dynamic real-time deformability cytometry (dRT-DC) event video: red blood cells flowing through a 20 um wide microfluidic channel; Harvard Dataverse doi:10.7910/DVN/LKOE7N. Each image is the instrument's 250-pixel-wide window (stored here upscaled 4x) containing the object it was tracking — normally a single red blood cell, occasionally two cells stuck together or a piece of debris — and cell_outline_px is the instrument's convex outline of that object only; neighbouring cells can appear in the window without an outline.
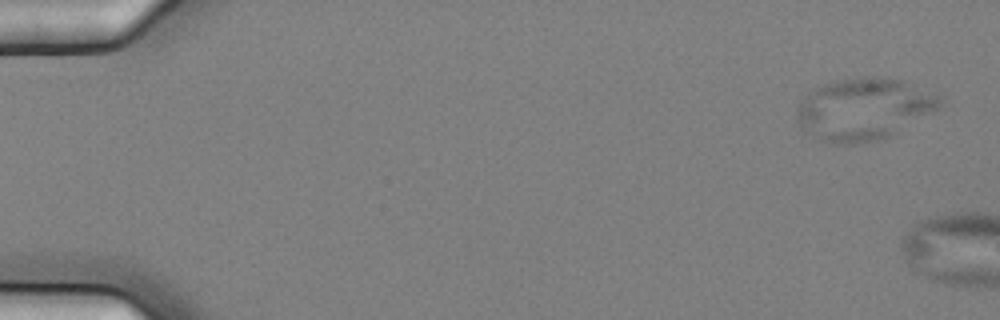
{"species": "common noctule bat (a hibernating species)", "species_latin": "Nyctalus noctula", "temperature_condition": "cold", "stored_images_in_passage": 7, "camera_frame_rate_fps": 3000, "um_per_image_px": 0.085, "animal": {"sex": "female", "body_mass_g": 25.1}, "frame": {"image": 1, "passage_image": 1, "time_ms": 0.0, "image_size_px": [1000, 320], "cell_outline_px": [[944, 96], [940, 104], [932, 112], [896, 132], [880, 140], [852, 144], [844, 144], [824, 140], [800, 128], [796, 116], [796, 108], [800, 100], [816, 88], [832, 80], [860, 76], [888, 76], [900, 80]], "centroid_in_image_um": [73.41, 9.23], "position_along_channel_um": 11.6, "area_um2": 51.44}}